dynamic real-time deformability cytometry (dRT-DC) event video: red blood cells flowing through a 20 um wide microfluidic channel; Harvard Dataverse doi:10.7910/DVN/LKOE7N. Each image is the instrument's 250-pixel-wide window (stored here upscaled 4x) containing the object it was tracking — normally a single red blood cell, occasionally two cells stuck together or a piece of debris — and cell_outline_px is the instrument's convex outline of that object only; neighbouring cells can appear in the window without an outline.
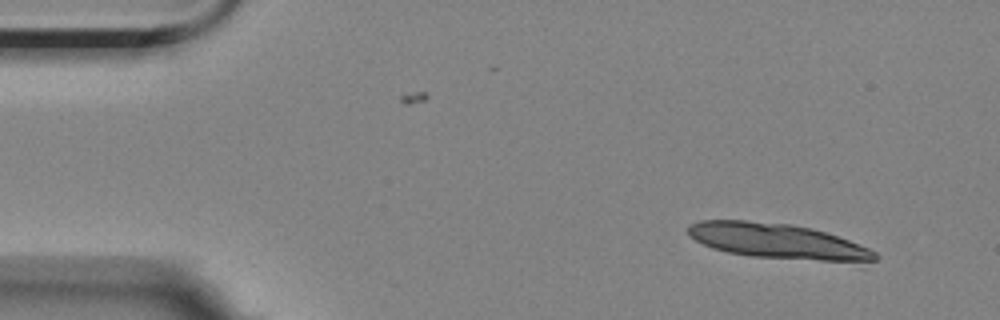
{"species": "Egyptian fruit bat (a non-hibernating species)", "species_latin": "Rousettus aegyptiacus", "temperature_condition": "room temperature", "stored_images_in_passage": 5, "camera_frame_rate_fps": 3000, "um_per_image_px": 0.085, "animal": {"sex": "female"}, "frame": {"image": 1, "passage_image": 1, "time_ms": 0.0, "image_size_px": [1000, 320], "cell_outline_px": [[880, 256], [876, 260], [820, 260], [752, 256], [728, 252], [712, 248], [688, 236], [688, 224], [700, 220], [744, 220], [788, 224], [812, 228], [848, 240], [868, 248], [876, 252]], "centroid_in_image_um": [66.0, 20.47], "position_along_channel_um": 19.0, "area_um2": 37.45}}